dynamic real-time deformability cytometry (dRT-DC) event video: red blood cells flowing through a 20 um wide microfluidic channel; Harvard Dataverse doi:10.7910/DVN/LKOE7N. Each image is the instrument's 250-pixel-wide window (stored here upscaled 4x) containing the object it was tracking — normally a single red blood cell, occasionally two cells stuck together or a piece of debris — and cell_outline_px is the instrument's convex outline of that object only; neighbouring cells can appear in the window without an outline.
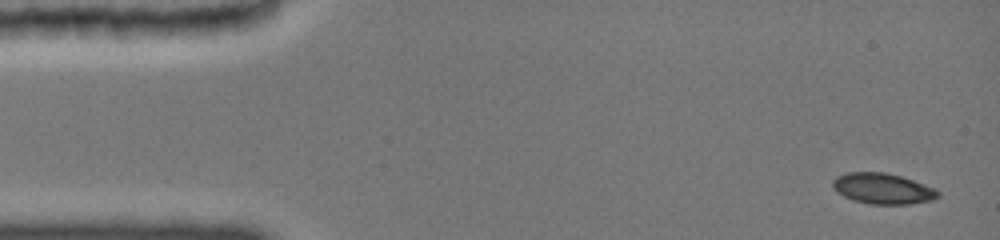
{"species": "common noctule bat (a hibernating species)", "species_latin": "Nyctalus noctula", "temperature_condition": "cold", "stored_images_in_passage": 17, "camera_frame_rate_fps": 3000, "um_per_image_px": 0.085, "animal": {"sex": "female", "body_mass_g": 19.0, "forearm_length_mm": 51.5}, "frame": {"image": 1, "passage_image": 1, "time_ms": 0.0, "image_size_px": [1000, 240], "cell_outline_px": [[940, 196], [932, 200], [908, 204], [868, 204], [852, 200], [836, 192], [832, 188], [832, 180], [836, 176], [844, 172], [884, 172], [900, 176], [936, 188], [940, 192]], "centroid_in_image_um": [75.0, 16.03], "position_along_channel_um": 10.0, "area_um2": 19.07}}
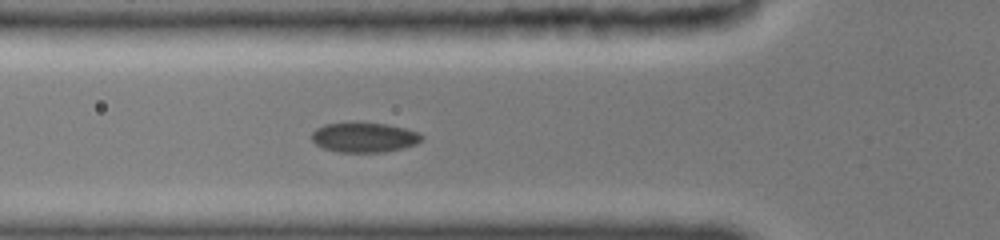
{"frame": {"image": 2, "passage_image": 12, "time_ms": 5.0, "image_size_px": [1000, 240], "cell_outline_px": [[424, 136], [416, 144], [404, 148], [384, 152], [336, 152], [324, 148], [316, 144], [312, 140], [312, 132], [316, 128], [324, 124], [384, 124], [404, 128], [416, 132]], "centroid_in_image_um": [30.95, 11.71], "position_along_channel_um": 94.9, "area_um2": 18.67}}
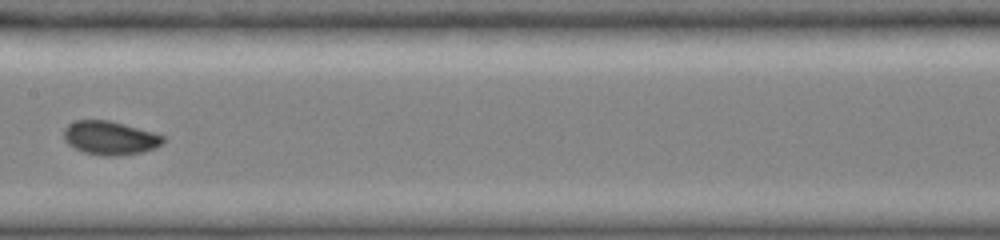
{"frame": {"image": 3, "passage_image": 17, "time_ms": 7.667, "image_size_px": [1000, 240], "cell_outline_px": [[164, 144], [156, 148], [140, 152], [120, 156], [100, 156], [84, 152], [68, 144], [64, 136], [64, 128], [68, 124], [76, 120], [108, 120], [152, 132], [164, 136]], "centroid_in_image_um": [9.35, 11.73], "position_along_channel_um": 198.0, "area_um2": 19.42}}